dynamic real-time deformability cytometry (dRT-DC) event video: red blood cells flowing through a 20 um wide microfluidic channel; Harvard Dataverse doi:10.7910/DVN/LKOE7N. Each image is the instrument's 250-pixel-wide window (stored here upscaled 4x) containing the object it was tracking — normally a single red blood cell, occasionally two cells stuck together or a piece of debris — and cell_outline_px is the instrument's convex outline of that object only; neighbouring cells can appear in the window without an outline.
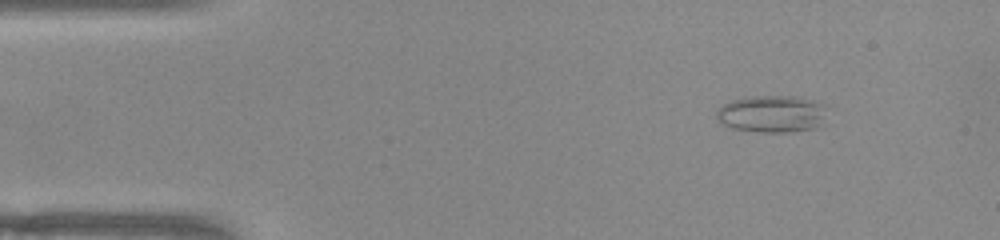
{"species": "common noctule bat (a hibernating species)", "species_latin": "Nyctalus noctula", "temperature_condition": "warm", "stored_images_in_passage": 11, "camera_frame_rate_fps": 3000, "um_per_image_px": 0.085, "animal": {"sex": "female", "body_mass_g": 22.0, "forearm_length_mm": 56.7}, "frame": {"image": 1, "passage_image": 1, "time_ms": 0.0, "image_size_px": [1000, 240], "cell_outline_px": [[824, 104], [820, 128], [788, 132], [760, 132], [732, 128], [720, 124], [716, 116], [716, 112], [724, 104], [732, 100], [752, 96], [796, 96]], "centroid_in_image_um": [65.57, 9.69], "position_along_channel_um": 19.4, "area_um2": 23.76}}